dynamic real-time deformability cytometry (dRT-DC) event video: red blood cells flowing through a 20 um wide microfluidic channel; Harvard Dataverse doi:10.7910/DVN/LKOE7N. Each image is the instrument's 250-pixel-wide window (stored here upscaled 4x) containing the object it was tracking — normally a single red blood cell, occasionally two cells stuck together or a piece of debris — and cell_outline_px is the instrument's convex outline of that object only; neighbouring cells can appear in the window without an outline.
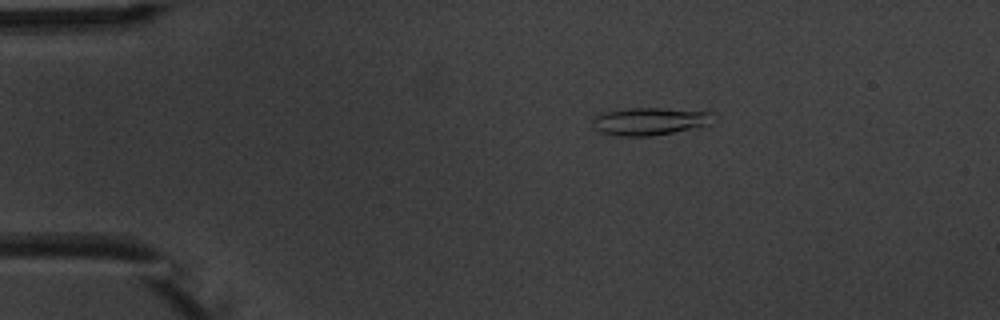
{"species": "common noctule bat (a hibernating species)", "species_latin": "Nyctalus noctula", "temperature_condition": "warm", "stored_images_in_passage": 3, "camera_frame_rate_fps": 3000, "um_per_image_px": 0.085, "animal": {"sex": "male", "body_mass_g": 20.1, "forearm_length_mm": 53.5}, "frame": {"image": 1, "passage_image": 2, "time_ms": 1.333, "image_size_px": [1000, 320], "cell_outline_px": [[712, 112], [708, 124], [672, 132], [652, 136], [620, 136], [600, 132], [596, 128], [592, 120], [596, 116], [604, 112], [632, 108], [660, 108]], "centroid_in_image_um": [55.16, 10.31], "position_along_channel_um": 29.8, "area_um2": 18.79}}